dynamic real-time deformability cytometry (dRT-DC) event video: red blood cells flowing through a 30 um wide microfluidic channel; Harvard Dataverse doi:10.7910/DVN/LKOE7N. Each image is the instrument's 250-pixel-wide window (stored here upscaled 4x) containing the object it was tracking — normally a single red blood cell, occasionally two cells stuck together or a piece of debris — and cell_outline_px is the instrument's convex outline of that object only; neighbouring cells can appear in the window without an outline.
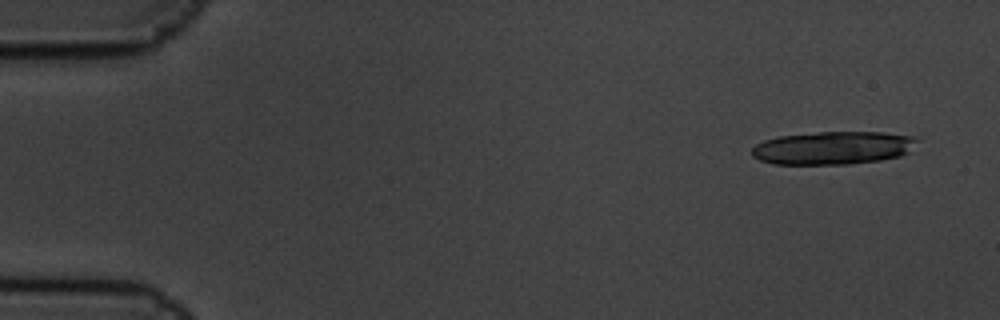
{"species": "common noctule bat (a hibernating species)", "species_latin": "Nyctalus noctula", "temperature_condition": "cold", "stored_images_in_passage": 10, "camera_frame_rate_fps": 3000, "um_per_image_px": 0.085, "animal": {"sex": "male", "body_mass_g": 19.5, "forearm_length_mm": 54.6}, "frame": {"image": 1, "passage_image": 2, "time_ms": 0.333, "image_size_px": [1000, 320], "cell_outline_px": [[920, 140], [908, 152], [900, 156], [880, 160], [848, 164], [772, 164], [760, 160], [752, 156], [752, 148], [756, 144], [764, 140], [776, 136], [820, 132], [884, 132], [920, 136]], "centroid_in_image_um": [70.84, 12.56], "position_along_channel_um": 14.2, "area_um2": 32.19}}
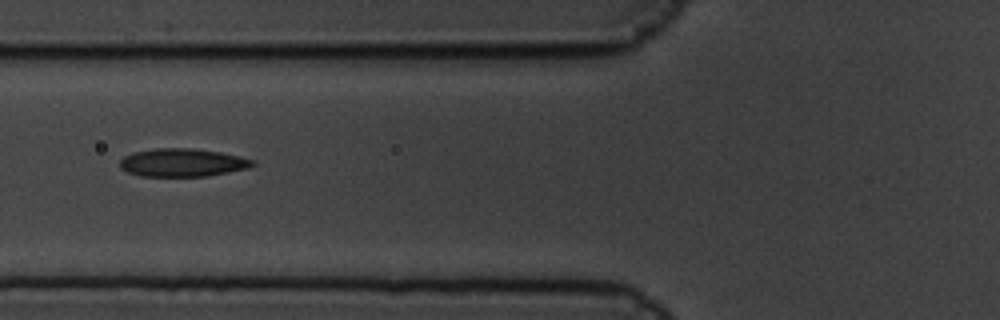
{"frame": {"image": 2, "passage_image": 7, "time_ms": 2.0, "image_size_px": [1000, 320], "cell_outline_px": [[256, 164], [248, 168], [208, 176], [140, 176], [128, 172], [120, 168], [120, 160], [124, 156], [132, 152], [156, 148], [192, 148], [220, 152], [240, 156], [256, 160]], "centroid_in_image_um": [15.52, 13.81], "position_along_channel_um": 110.3, "area_um2": 21.85}}
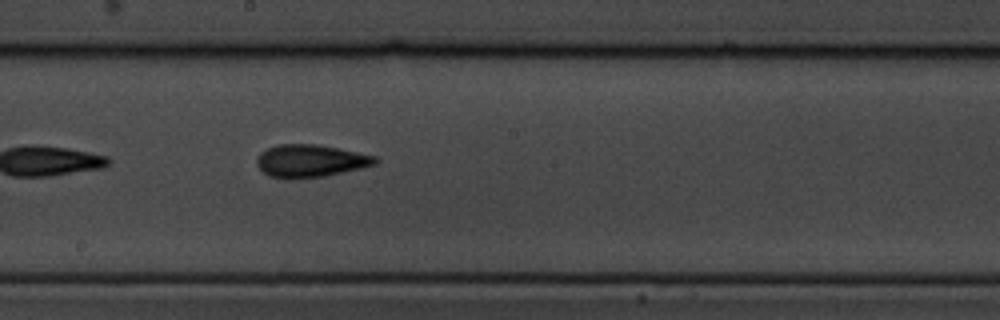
{"frame": {"image": 3, "passage_image": 10, "time_ms": 3.0, "image_size_px": [1000, 320], "cell_outline_px": [[380, 160], [376, 164], [360, 168], [324, 176], [284, 180], [268, 176], [256, 164], [256, 160], [260, 152], [276, 144], [316, 144], [376, 156]], "centroid_in_image_um": [26.34, 13.68], "position_along_channel_um": 221.9, "area_um2": 22.54}}